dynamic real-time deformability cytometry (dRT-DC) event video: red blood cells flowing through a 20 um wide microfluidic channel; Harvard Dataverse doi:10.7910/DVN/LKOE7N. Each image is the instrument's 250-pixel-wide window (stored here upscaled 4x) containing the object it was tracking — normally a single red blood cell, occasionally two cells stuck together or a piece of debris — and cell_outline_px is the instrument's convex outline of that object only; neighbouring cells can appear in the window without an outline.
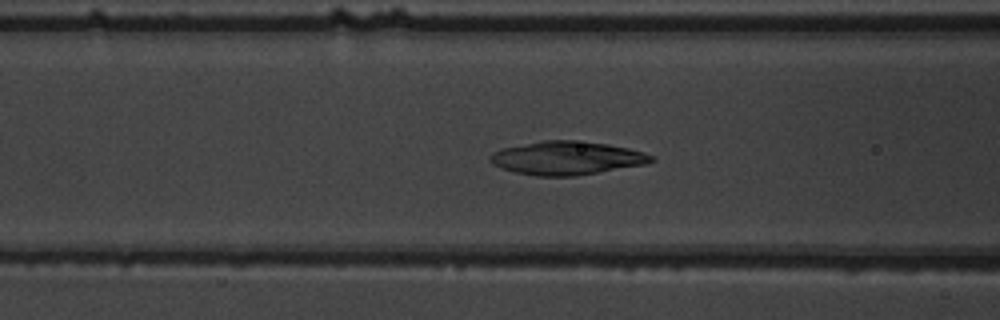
{"species": "common noctule bat (a hibernating species)", "species_latin": "Nyctalus noctula", "temperature_condition": "warm", "stored_images_in_passage": 56, "camera_frame_rate_fps": 3000, "um_per_image_px": 0.085, "animal": {"sex": "male", "body_mass_g": 19.5, "forearm_length_mm": 54.6}, "frame": {"image": 1, "passage_image": 24, "time_ms": 7.667, "image_size_px": [1000, 320], "cell_outline_px": [[656, 160], [644, 164], [576, 176], [536, 176], [516, 172], [500, 168], [492, 164], [488, 160], [488, 156], [492, 152], [500, 148], [544, 140], [572, 140], [608, 144], [628, 148], [644, 152], [652, 156]], "centroid_in_image_um": [48.12, 13.43], "position_along_channel_um": 118.5, "area_um2": 31.44}}
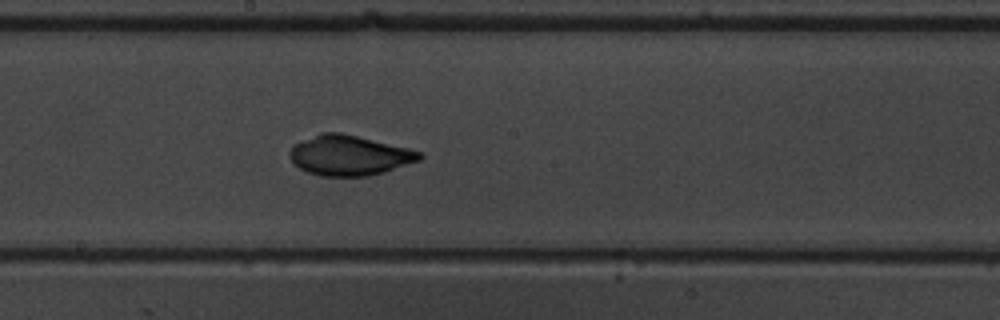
{"frame": {"image": 2, "passage_image": 32, "time_ms": 10.333, "image_size_px": [1000, 320], "cell_outline_px": [[424, 156], [420, 160], [384, 172], [368, 176], [320, 176], [308, 172], [300, 168], [288, 156], [288, 152], [296, 144], [320, 132], [340, 132], [408, 148], [420, 152]], "centroid_in_image_um": [29.69, 13.21], "position_along_channel_um": 218.5, "area_um2": 30.06}}
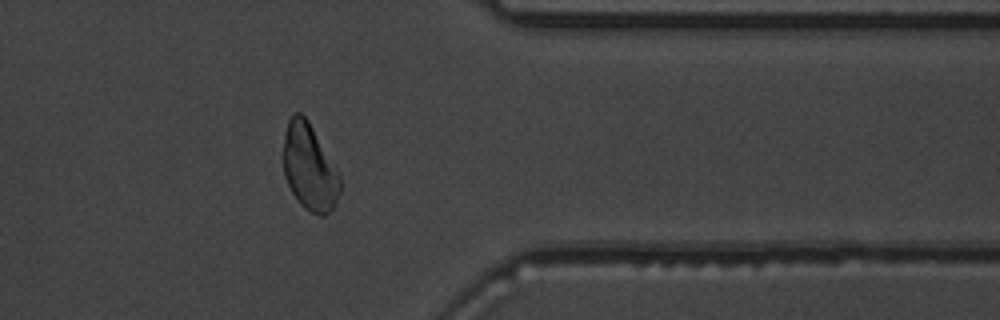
{"frame": {"image": 3, "passage_image": 46, "time_ms": 15.0, "image_size_px": [1000, 320], "cell_outline_px": [[340, 192], [332, 208], [324, 216], [320, 216], [304, 208], [300, 204], [292, 192], [284, 176], [284, 132], [288, 120], [292, 112], [300, 112], [308, 120], [340, 172]], "centroid_in_image_um": [26.31, 14.19], "position_along_channel_um": 385.1, "area_um2": 28.67}, "authors_computed_cell_mechanics": {"area_um2": 29.5069, "velocity_mm_per_s": 3.759, "shape_relaxation_time_tau1_ms": 8.3899, "shape_relaxation_time_tau2_ms": 1.3068, "deformation_change_tau1": 0.3848, "deformation_change_tau2": 0.0383}}